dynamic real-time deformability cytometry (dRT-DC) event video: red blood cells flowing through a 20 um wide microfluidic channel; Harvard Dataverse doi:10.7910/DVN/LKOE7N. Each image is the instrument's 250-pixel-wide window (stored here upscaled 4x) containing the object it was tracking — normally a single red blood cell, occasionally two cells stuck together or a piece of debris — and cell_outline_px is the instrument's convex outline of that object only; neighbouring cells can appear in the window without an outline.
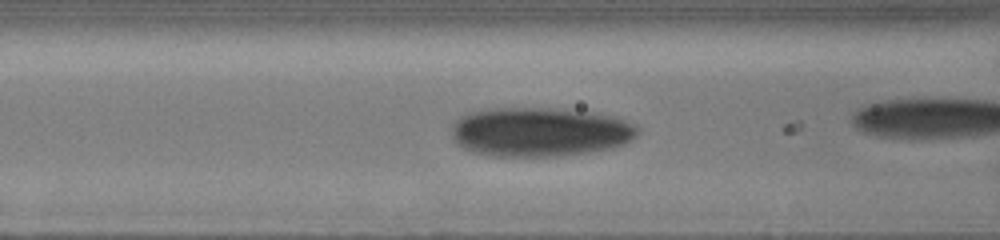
{"species": "human", "species_latin": "Homo sapiens", "temperature_condition": "cold", "stored_images_in_passage": 40, "camera_frame_rate_fps": 3000, "um_per_image_px": 0.085, "donor": {"sex": "male"}, "frame": {"image": 1, "passage_image": 13, "time_ms": 1.667, "image_size_px": [1000, 240], "cell_outline_px": [[640, 132], [632, 140], [624, 144], [612, 148], [588, 152], [560, 156], [488, 156], [472, 152], [464, 148], [452, 136], [452, 124], [460, 116], [468, 112], [488, 108], [552, 108], [596, 112], [616, 116], [636, 124], [640, 128]], "centroid_in_image_um": [45.93, 11.2], "position_along_channel_um": 120.7, "area_um2": 54.04}}
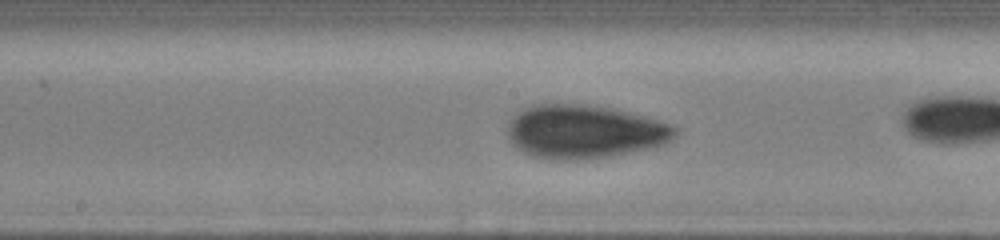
{"frame": {"image": 2, "passage_image": 22, "time_ms": 3.667, "image_size_px": [1000, 240], "cell_outline_px": [[680, 128], [676, 136], [672, 140], [656, 148], [608, 156], [576, 160], [556, 160], [532, 156], [524, 152], [512, 144], [508, 136], [508, 128], [512, 120], [524, 108], [536, 104], [572, 104], [616, 108], [672, 124]], "centroid_in_image_um": [49.76, 11.2], "position_along_channel_um": 198.4, "area_um2": 52.37}}
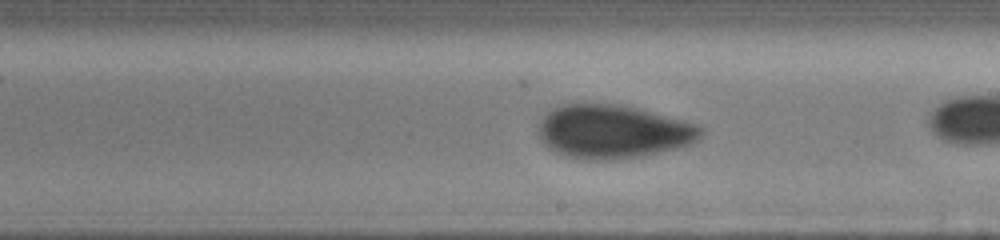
{"frame": {"image": 3, "passage_image": 28, "time_ms": 4.667, "image_size_px": [1000, 240], "cell_outline_px": [[704, 132], [692, 144], [676, 148], [640, 156], [612, 160], [588, 160], [568, 156], [556, 152], [548, 148], [540, 140], [536, 132], [536, 128], [540, 120], [552, 108], [560, 104], [620, 104], [700, 124], [704, 128]], "centroid_in_image_um": [52.08, 11.18], "position_along_channel_um": 236.9, "area_um2": 50.98}}